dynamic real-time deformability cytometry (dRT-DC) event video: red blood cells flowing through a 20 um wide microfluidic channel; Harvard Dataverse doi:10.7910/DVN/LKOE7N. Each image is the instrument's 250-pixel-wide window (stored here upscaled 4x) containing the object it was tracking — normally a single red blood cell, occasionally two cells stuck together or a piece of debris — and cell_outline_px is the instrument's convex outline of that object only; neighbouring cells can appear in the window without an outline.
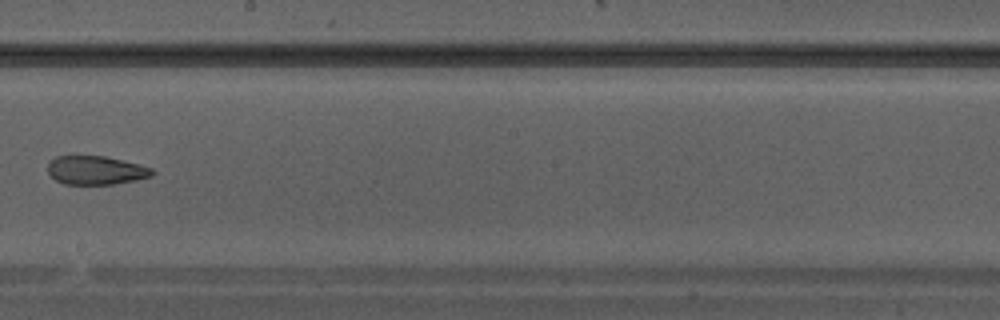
{"species": "Egyptian fruit bat (a non-hibernating species)", "species_latin": "Rousettus aegyptiacus", "temperature_condition": "warm", "stored_images_in_passage": 26, "camera_frame_rate_fps": 3000, "um_per_image_px": 0.085, "animal": {"sex": "male"}, "frame": {"image": 1, "passage_image": 15, "time_ms": 4.667, "image_size_px": [1000, 320], "cell_outline_px": [[156, 172], [152, 176], [136, 180], [112, 184], [64, 184], [56, 180], [48, 172], [48, 164], [56, 156], [104, 156], [152, 168]], "centroid_in_image_um": [8.15, 14.48], "position_along_channel_um": 240.0, "area_um2": 17.22}}